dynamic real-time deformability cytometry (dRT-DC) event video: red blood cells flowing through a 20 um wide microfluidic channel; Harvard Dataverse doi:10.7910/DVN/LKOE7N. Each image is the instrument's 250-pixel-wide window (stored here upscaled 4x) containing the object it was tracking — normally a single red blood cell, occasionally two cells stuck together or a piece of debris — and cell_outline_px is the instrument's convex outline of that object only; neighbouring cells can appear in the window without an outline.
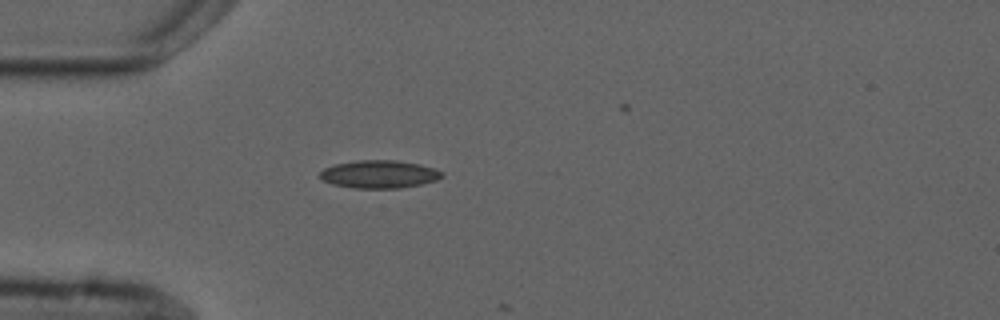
{"species": "common noctule bat (a hibernating species)", "species_latin": "Nyctalus noctula", "temperature_condition": "cold", "stored_images_in_passage": 2, "camera_frame_rate_fps": 3000, "um_per_image_px": 0.085, "animal": {"sex": "male", "forearm_length_mm": 52.5}, "frame": {"image": 1, "passage_image": 1, "time_ms": 0.0, "image_size_px": [1000, 320], "cell_outline_px": [[444, 176], [436, 180], [420, 184], [400, 188], [352, 188], [332, 184], [324, 180], [320, 176], [320, 172], [324, 168], [336, 164], [356, 160], [396, 160], [420, 164], [444, 172]], "centroid_in_image_um": [32.24, 14.8], "position_along_channel_um": 52.8, "area_um2": 19.77}}